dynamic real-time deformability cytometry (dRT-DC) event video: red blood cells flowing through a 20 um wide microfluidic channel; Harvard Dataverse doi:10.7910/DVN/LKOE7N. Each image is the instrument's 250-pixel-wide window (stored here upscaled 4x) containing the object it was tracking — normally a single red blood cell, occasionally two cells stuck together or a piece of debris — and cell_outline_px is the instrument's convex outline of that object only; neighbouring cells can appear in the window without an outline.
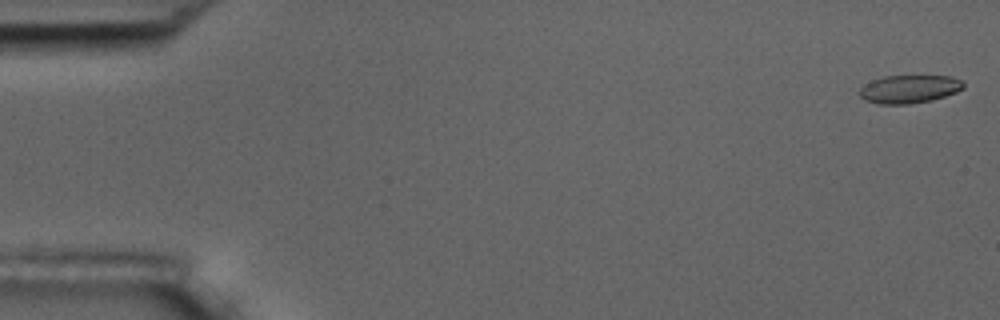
{"species": "common noctule bat (a hibernating species)", "species_latin": "Nyctalus noctula", "temperature_condition": "room temperature", "stored_images_in_passage": 58, "camera_frame_rate_fps": 3000, "um_per_image_px": 0.085, "animal": {"sex": "male", "body_mass_g": 17.5, "forearm_length_mm": 52.3}, "frame": {"image": 1, "passage_image": 2, "time_ms": 0.333, "image_size_px": [1000, 320], "cell_outline_px": [[964, 88], [956, 92], [932, 100], [908, 104], [876, 104], [864, 100], [860, 96], [860, 88], [864, 84], [872, 80], [884, 76], [952, 76], [960, 80], [964, 84]], "centroid_in_image_um": [77.26, 7.57], "position_along_channel_um": 7.7, "area_um2": 17.05}}
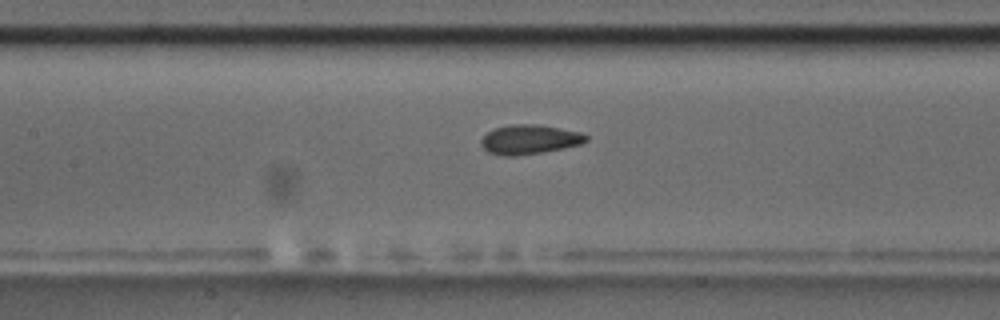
{"frame": {"image": 2, "passage_image": 27, "time_ms": 8.667, "image_size_px": [1000, 320], "cell_outline_px": [[588, 140], [580, 144], [564, 148], [516, 156], [500, 156], [488, 152], [480, 144], [480, 140], [492, 128], [512, 124], [536, 124], [580, 132], [588, 136]], "centroid_in_image_um": [44.96, 11.85], "position_along_channel_um": 162.4, "area_um2": 17.98}}
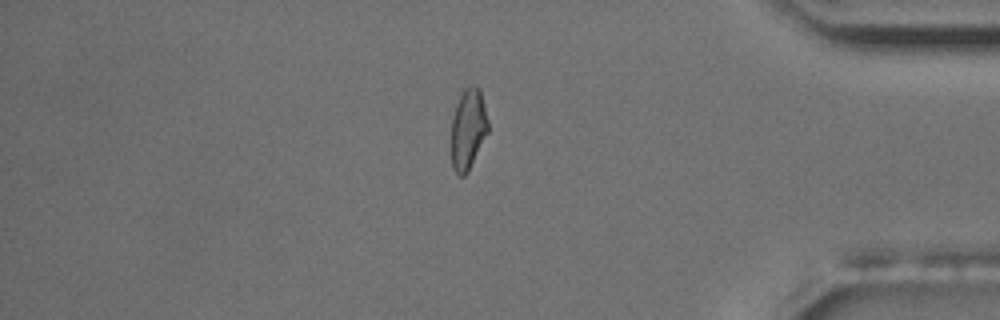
{"frame": {"image": 3, "passage_image": 49, "time_ms": 16.0, "image_size_px": [1000, 320], "cell_outline_px": [[488, 132], [468, 172], [464, 176], [460, 176], [452, 168], [452, 116], [456, 104], [464, 88], [472, 84], [476, 84], [480, 88], [488, 120]], "centroid_in_image_um": [39.8, 10.94], "position_along_channel_um": 395.4, "area_um2": 17.4}, "authors_computed_cell_mechanics": {"area_um2": 17.8024, "velocity_mm_per_s": 3.5796, "shape_relaxation_time_tau1_ms": 11.1086, "shape_relaxation_time_tau2_ms": 1.322, "deformation_change_tau1": 0.1816, "deformation_change_tau2": 0.0658}}